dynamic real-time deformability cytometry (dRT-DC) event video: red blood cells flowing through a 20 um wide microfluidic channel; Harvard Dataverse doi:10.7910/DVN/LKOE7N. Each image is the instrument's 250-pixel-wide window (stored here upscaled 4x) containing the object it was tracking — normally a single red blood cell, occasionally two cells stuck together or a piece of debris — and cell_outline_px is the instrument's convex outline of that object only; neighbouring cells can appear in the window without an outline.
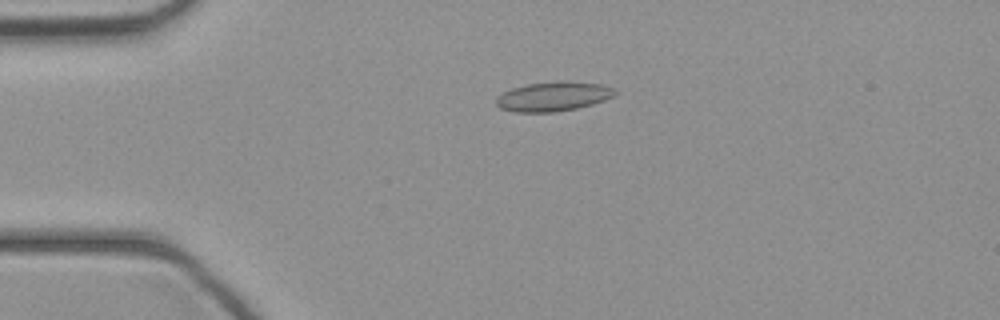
{"species": "common noctule bat (a hibernating species)", "species_latin": "Nyctalus noctula", "temperature_condition": "cold", "stored_images_in_passage": 44, "camera_frame_rate_fps": 3000, "um_per_image_px": 0.085, "animal": {"sex": "female", "body_mass_g": 21.9}, "frame": {"image": 1, "passage_image": 10, "time_ms": 3.0, "image_size_px": [1000, 320], "cell_outline_px": [[620, 92], [604, 100], [592, 104], [576, 108], [552, 112], [516, 112], [500, 108], [496, 104], [496, 96], [512, 88], [524, 84], [556, 80], [568, 80], [600, 84], [612, 88]], "centroid_in_image_um": [47.01, 8.17], "position_along_channel_um": 38.0, "area_um2": 20.58}}
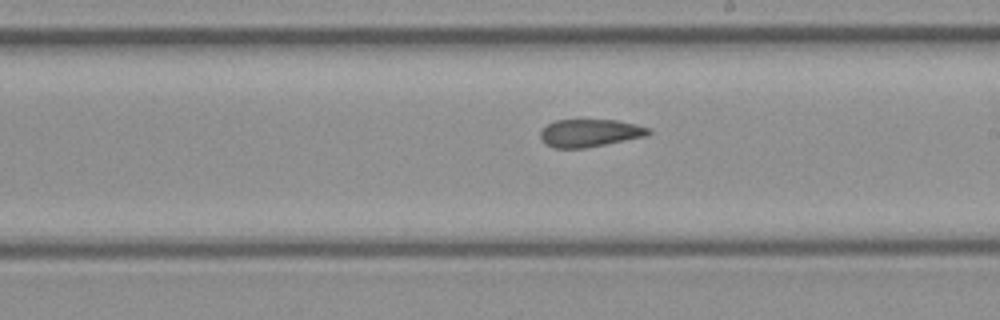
{"frame": {"image": 2, "passage_image": 25, "time_ms": 8.0, "image_size_px": [1000, 320], "cell_outline_px": [[652, 132], [648, 136], [584, 148], [552, 148], [544, 144], [540, 140], [540, 132], [548, 124], [556, 120], [616, 120], [636, 124], [648, 128]], "centroid_in_image_um": [50.12, 11.31], "position_along_channel_um": 238.9, "area_um2": 17.51}}
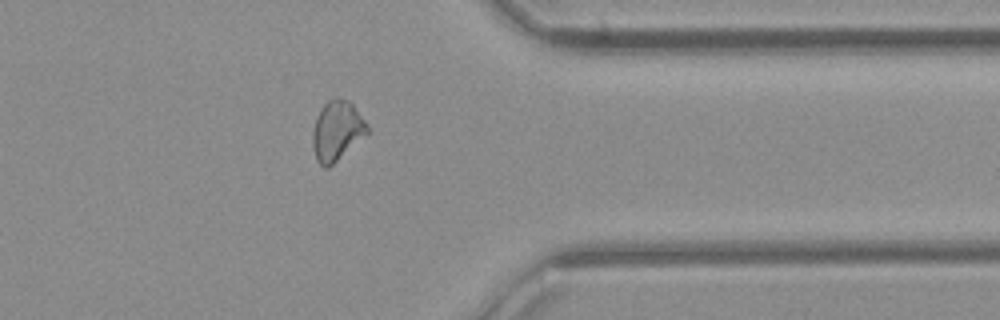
{"frame": {"image": 3, "passage_image": 35, "time_ms": 11.333, "image_size_px": [1000, 320], "cell_outline_px": [[368, 132], [328, 168], [324, 168], [316, 160], [312, 144], [312, 132], [316, 116], [320, 108], [328, 100], [336, 96], [348, 100], [352, 104], [368, 124]], "centroid_in_image_um": [28.6, 11.08], "position_along_channel_um": 382.8, "area_um2": 18.96}}